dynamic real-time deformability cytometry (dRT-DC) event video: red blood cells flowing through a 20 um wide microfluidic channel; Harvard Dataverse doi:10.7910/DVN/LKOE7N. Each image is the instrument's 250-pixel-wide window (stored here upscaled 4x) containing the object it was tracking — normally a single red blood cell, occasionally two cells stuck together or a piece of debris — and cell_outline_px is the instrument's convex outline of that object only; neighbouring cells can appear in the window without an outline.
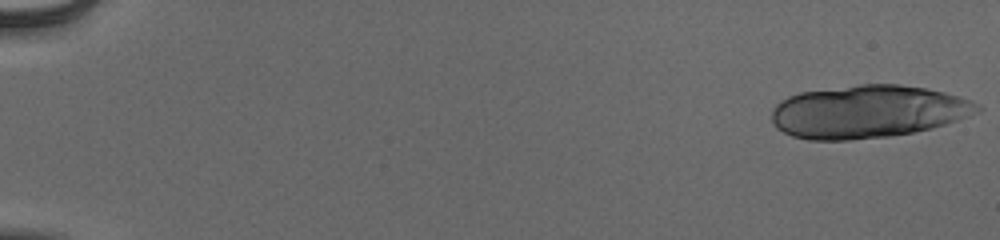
{"species": "human", "species_latin": "Homo sapiens", "temperature_condition": "cold", "stored_images_in_passage": 23, "camera_frame_rate_fps": 3000, "um_per_image_px": 0.085, "donor": {"sex": "male"}, "frame": {"image": 1, "passage_image": 1, "time_ms": 0.0, "image_size_px": [1000, 240], "cell_outline_px": [[984, 108], [980, 112], [932, 128], [892, 136], [852, 140], [808, 140], [792, 136], [776, 128], [772, 120], [772, 108], [780, 100], [788, 96], [800, 92], [860, 84], [900, 84], [928, 88], [960, 96]], "centroid_in_image_um": [73.75, 9.49], "position_along_channel_um": 11.3, "area_um2": 63.52}}